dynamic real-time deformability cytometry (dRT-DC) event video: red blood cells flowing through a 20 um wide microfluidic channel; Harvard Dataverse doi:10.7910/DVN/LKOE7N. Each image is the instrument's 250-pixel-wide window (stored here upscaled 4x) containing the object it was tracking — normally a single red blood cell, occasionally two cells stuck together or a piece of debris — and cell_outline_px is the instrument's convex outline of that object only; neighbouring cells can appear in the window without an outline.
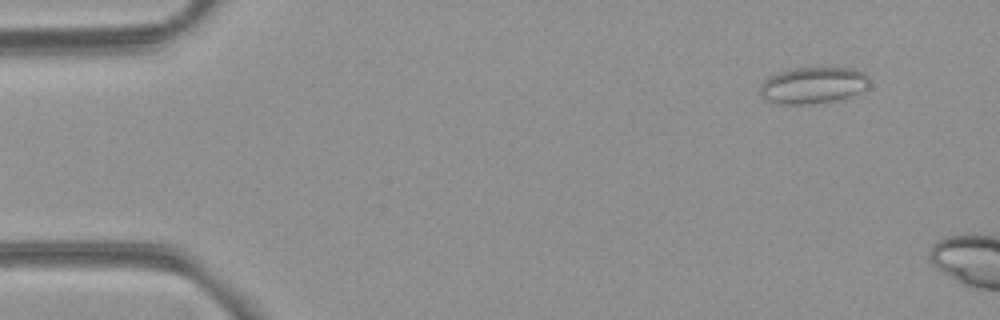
{"species": "common noctule bat (a hibernating species)", "species_latin": "Nyctalus noctula", "temperature_condition": "room temperature", "stored_images_in_passage": 2, "camera_frame_rate_fps": 3000, "um_per_image_px": 0.085, "animal": {"sex": "female", "body_mass_g": 21.9}, "frame": {"image": 1, "passage_image": 1, "time_ms": 0.0, "image_size_px": [1000, 320], "cell_outline_px": [[868, 84], [864, 88], [852, 96], [836, 100], [812, 104], [780, 104], [764, 100], [760, 96], [760, 84], [768, 76], [792, 68], [852, 68], [864, 72], [868, 76]], "centroid_in_image_um": [69.06, 7.25], "position_along_channel_um": 15.9, "area_um2": 23.35}}